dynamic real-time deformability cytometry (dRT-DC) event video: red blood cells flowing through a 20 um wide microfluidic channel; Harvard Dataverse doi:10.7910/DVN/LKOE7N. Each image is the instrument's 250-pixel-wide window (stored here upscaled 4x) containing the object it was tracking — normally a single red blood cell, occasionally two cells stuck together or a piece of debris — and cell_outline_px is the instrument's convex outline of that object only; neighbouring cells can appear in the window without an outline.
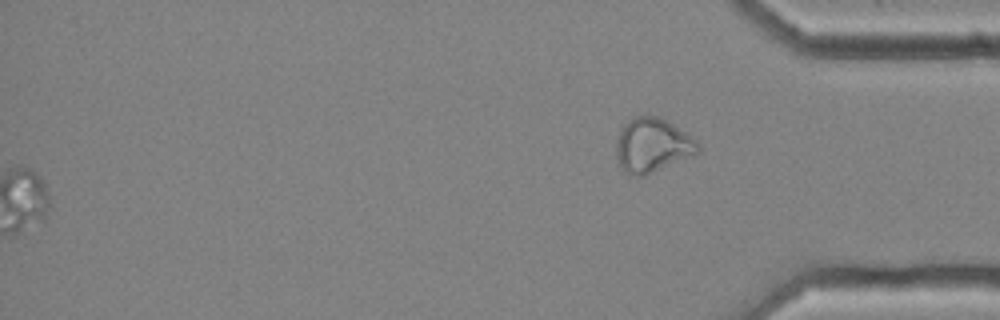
{"species": "common noctule bat (a hibernating species)", "species_latin": "Nyctalus noctula", "temperature_condition": "cold", "stored_images_in_passage": 55, "segment_of_instrument_passage": [2, 2], "camera_frame_rate_fps": 3000, "um_per_image_px": 0.085, "animal": {"sex": "female", "body_mass_g": 25.1}, "frame": {"image": 1, "passage_image": 55, "time_ms": 18.0, "image_size_px": [1000, 320], "cell_outline_px": [[700, 152], [644, 176], [636, 176], [624, 172], [620, 168], [616, 156], [616, 140], [624, 124], [632, 116], [656, 116], [672, 124], [692, 136], [700, 144]], "centroid_in_image_um": [55.43, 12.36], "position_along_channel_um": 379.8, "area_um2": 25.78}}